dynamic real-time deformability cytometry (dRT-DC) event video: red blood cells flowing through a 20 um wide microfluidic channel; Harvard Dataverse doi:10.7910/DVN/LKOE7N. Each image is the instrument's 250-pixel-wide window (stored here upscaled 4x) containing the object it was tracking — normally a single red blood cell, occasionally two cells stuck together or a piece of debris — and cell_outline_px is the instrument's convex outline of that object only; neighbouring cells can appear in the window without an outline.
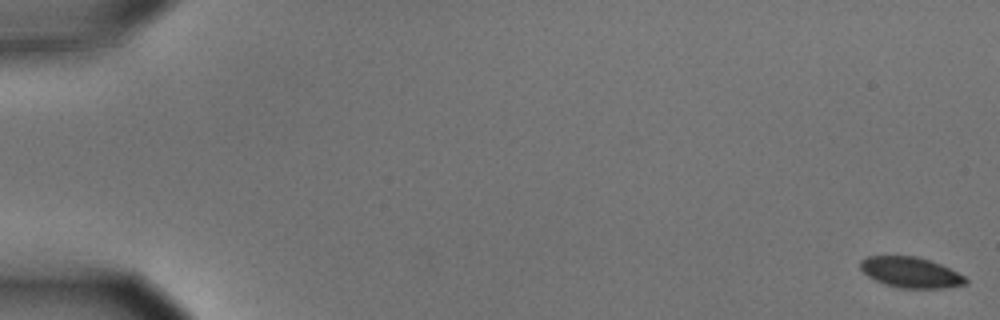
{"species": "common noctule bat (a hibernating species)", "species_latin": "Nyctalus noctula", "temperature_condition": "cold", "stored_images_in_passage": 58, "camera_frame_rate_fps": 3000, "um_per_image_px": 0.085, "animal": {"sex": "male", "body_mass_g": 15.6}, "frame": {"image": 1, "passage_image": 1, "time_ms": 0.0, "image_size_px": [1000, 320], "cell_outline_px": [[968, 284], [948, 288], [900, 288], [884, 284], [868, 276], [860, 268], [860, 260], [868, 256], [916, 256], [940, 264], [964, 276], [968, 280]], "centroid_in_image_um": [77.41, 23.16], "position_along_channel_um": 7.6, "area_um2": 18.73}}
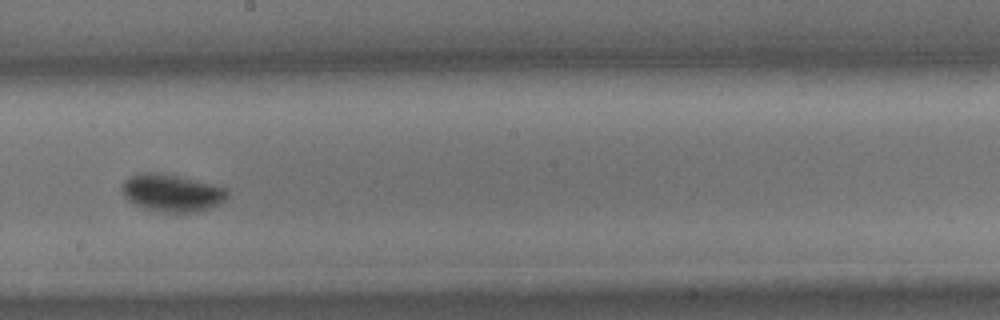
{"frame": {"image": 2, "passage_image": 34, "time_ms": 11.0, "image_size_px": [1000, 320], "cell_outline_px": [[228, 196], [220, 204], [212, 208], [196, 212], [160, 212], [144, 208], [128, 200], [120, 192], [120, 184], [128, 176], [140, 172], [160, 172], [212, 184], [224, 188], [228, 192]], "centroid_in_image_um": [14.55, 16.39], "position_along_channel_um": 233.6, "area_um2": 23.24}}
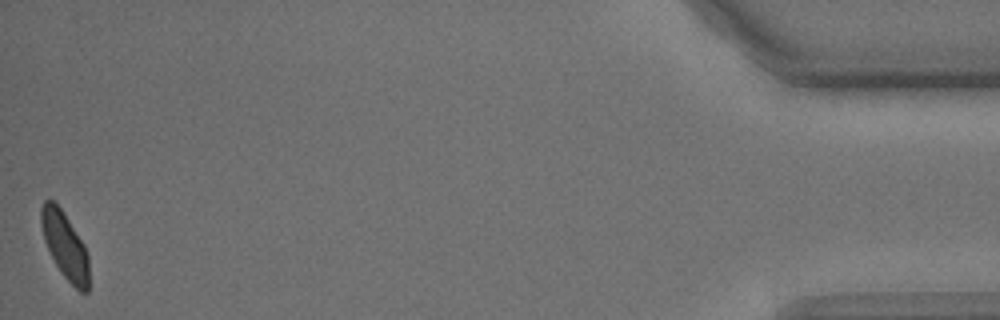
{"frame": {"image": 3, "passage_image": 58, "time_ms": 19.0, "image_size_px": [1000, 320], "cell_outline_px": [[88, 292], [80, 292], [60, 272], [44, 240], [40, 224], [40, 208], [44, 200], [52, 200], [60, 208], [84, 244], [88, 256]], "centroid_in_image_um": [5.5, 20.86], "position_along_channel_um": 429.7, "area_um2": 18.26}, "authors_computed_cell_mechanics": {"area_um2": 20.4901, "velocity_mm_per_s": 3.52, "shape_relaxation_time_tau1_ms": 2.7585, "shape_relaxation_time_tau2_ms": null, "deformation_change_tau1": 0.0941, "deformation_change_tau2": null}}